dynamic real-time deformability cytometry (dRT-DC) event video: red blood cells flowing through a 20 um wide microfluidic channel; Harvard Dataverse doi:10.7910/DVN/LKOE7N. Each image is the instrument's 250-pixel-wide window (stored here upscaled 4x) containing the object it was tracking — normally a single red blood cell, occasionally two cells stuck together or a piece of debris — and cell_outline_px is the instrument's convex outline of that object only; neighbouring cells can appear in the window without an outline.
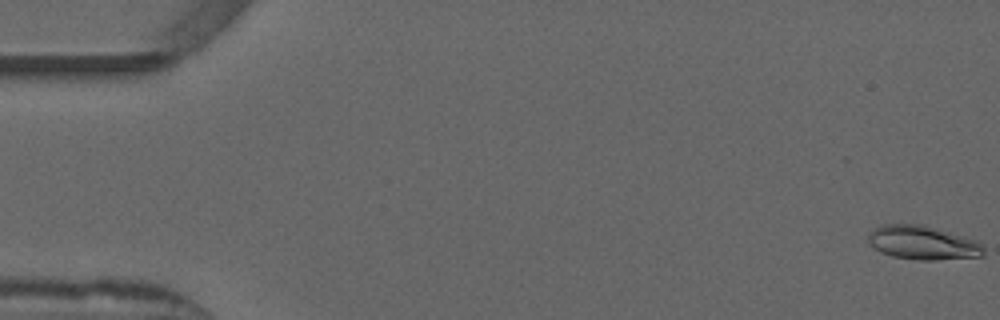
{"species": "common noctule bat (a hibernating species)", "species_latin": "Nyctalus noctula", "temperature_condition": "warm", "stored_images_in_passage": 53, "camera_frame_rate_fps": 3000, "um_per_image_px": 0.085, "animal": {"sex": "male", "forearm_length_mm": 52.5}, "frame": {"image": 1, "passage_image": 1, "time_ms": 0.0, "image_size_px": [1000, 320], "cell_outline_px": [[984, 256], [936, 260], [916, 260], [892, 256], [880, 252], [872, 248], [868, 244], [868, 232], [884, 224], [924, 224], [964, 236], [976, 240], [984, 248]], "centroid_in_image_um": [78.41, 20.63], "position_along_channel_um": 6.6, "area_um2": 23.06}}
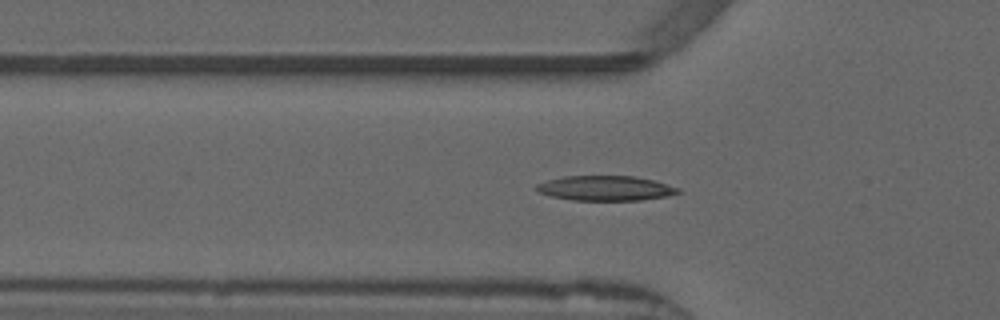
{"frame": {"image": 2, "passage_image": 18, "time_ms": 5.667, "image_size_px": [1000, 320], "cell_outline_px": [[680, 192], [668, 196], [640, 200], [572, 200], [552, 196], [536, 192], [532, 188], [536, 184], [548, 180], [564, 176], [636, 176], [652, 180], [680, 188]], "centroid_in_image_um": [51.42, 16.0], "position_along_channel_um": 74.4, "area_um2": 20.58}}
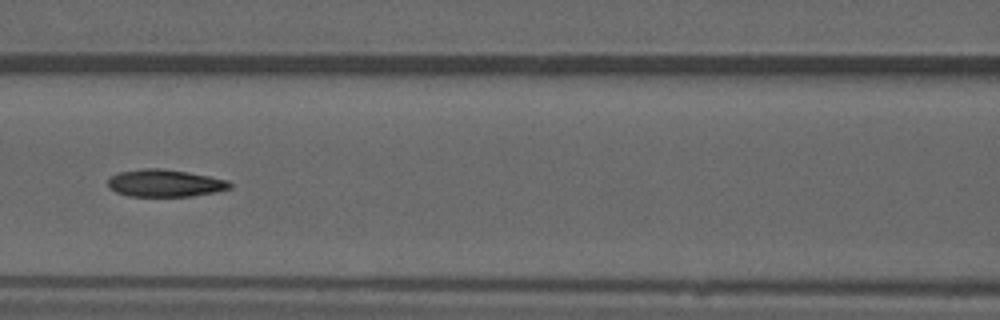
{"frame": {"image": 3, "passage_image": 24, "time_ms": 7.667, "image_size_px": [1000, 320], "cell_outline_px": [[232, 188], [216, 192], [192, 196], [128, 196], [116, 192], [108, 188], [108, 176], [120, 172], [144, 168], [160, 168], [188, 172], [228, 180], [232, 184]], "centroid_in_image_um": [14.01, 15.57], "position_along_channel_um": 152.6, "area_um2": 19.54}, "authors_computed_cell_mechanics": {"area_um2": 19.8254, "velocity_mm_per_s": 3.8648, "shape_relaxation_time_tau1_ms": null, "shape_relaxation_time_tau2_ms": 3.1131, "deformation_change_tau1": null, "deformation_change_tau2": 0.1072}}